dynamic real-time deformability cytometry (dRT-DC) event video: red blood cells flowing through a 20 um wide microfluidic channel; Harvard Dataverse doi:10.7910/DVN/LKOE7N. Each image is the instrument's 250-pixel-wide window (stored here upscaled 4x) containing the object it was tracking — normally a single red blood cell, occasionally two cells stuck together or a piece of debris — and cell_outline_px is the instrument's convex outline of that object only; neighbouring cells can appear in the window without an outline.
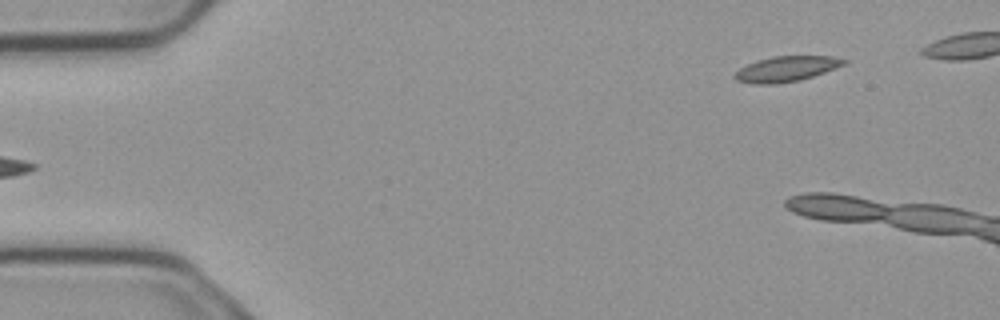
{"species": "common noctule bat (a hibernating species)", "species_latin": "Nyctalus noctula", "temperature_condition": "cold", "stored_images_in_passage": 4, "segment_of_instrument_passage": [2, 2], "camera_frame_rate_fps": 3000, "um_per_image_px": 0.085, "animal": {"sex": "male", "body_mass_g": 23.1, "forearm_length_mm": 52.7}, "frame": {"image": 1, "passage_image": 4, "time_ms": 1.0, "image_size_px": [1000, 320], "cell_outline_px": [[848, 60], [844, 64], [824, 72], [800, 80], [776, 84], [752, 84], [736, 80], [732, 76], [740, 68], [756, 60], [772, 56], [832, 56]], "centroid_in_image_um": [66.79, 5.86], "position_along_channel_um": 18.2, "area_um2": 16.07}}